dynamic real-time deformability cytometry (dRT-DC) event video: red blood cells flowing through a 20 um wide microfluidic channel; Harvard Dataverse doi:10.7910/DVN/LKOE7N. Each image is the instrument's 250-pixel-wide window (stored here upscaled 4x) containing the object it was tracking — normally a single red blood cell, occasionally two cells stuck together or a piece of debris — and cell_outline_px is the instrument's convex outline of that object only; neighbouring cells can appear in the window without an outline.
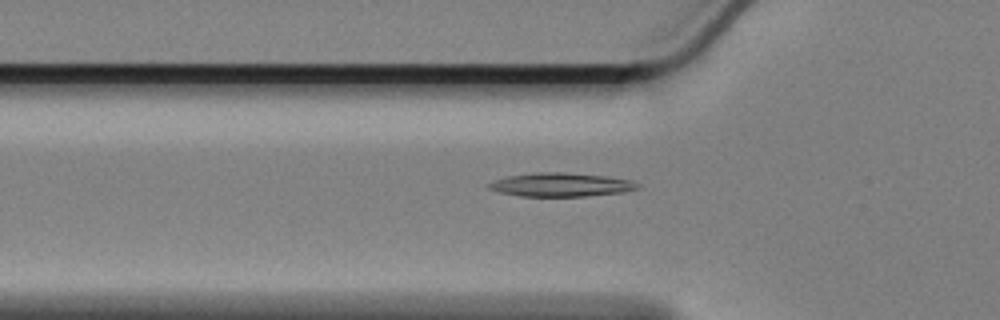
{"species": "Egyptian fruit bat (a non-hibernating species)", "species_latin": "Rousettus aegyptiacus", "temperature_condition": "cold", "stored_images_in_passage": 39, "camera_frame_rate_fps": 3000, "um_per_image_px": 0.085, "animal": {"sex": "female"}, "frame": {"image": 1, "passage_image": 6, "time_ms": 1.667, "image_size_px": [1000, 320], "cell_outline_px": [[640, 184], [636, 188], [624, 192], [584, 196], [520, 196], [500, 192], [488, 188], [488, 184], [496, 180], [508, 176], [536, 172], [564, 172], [608, 176], [628, 180]], "centroid_in_image_um": [47.67, 15.69], "position_along_channel_um": 78.1, "area_um2": 20.29}}
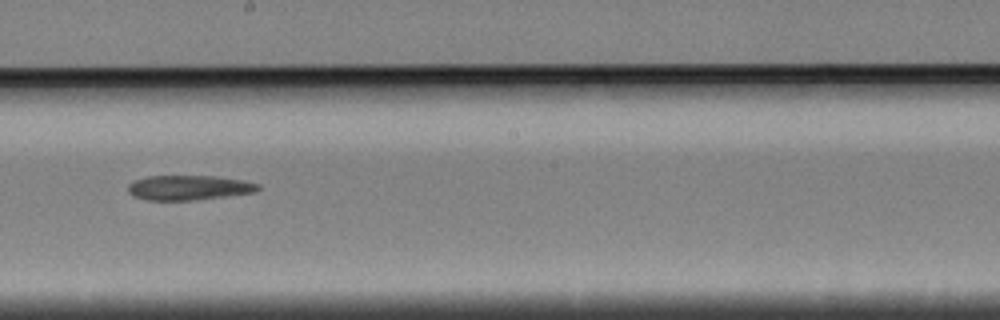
{"frame": {"image": 2, "passage_image": 20, "time_ms": 6.333, "image_size_px": [1000, 320], "cell_outline_px": [[260, 188], [256, 192], [196, 200], [148, 200], [132, 196], [128, 192], [128, 184], [132, 180], [148, 176], [216, 176], [244, 180], [260, 184]], "centroid_in_image_um": [16.04, 15.95], "position_along_channel_um": 232.2, "area_um2": 18.96}}
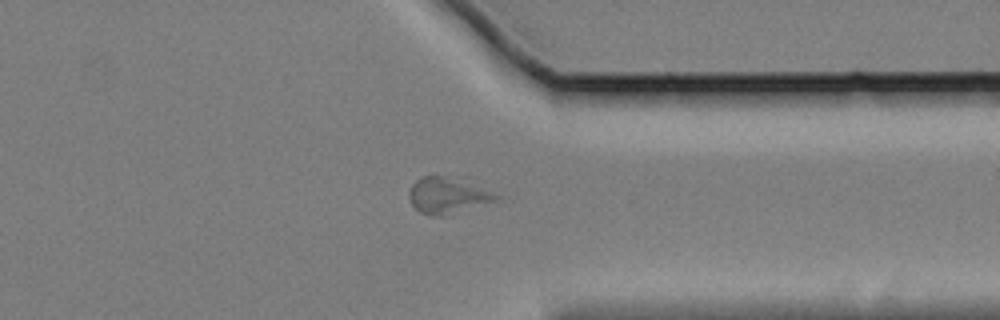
{"frame": {"image": 3, "passage_image": 33, "time_ms": 10.667, "image_size_px": [1000, 320], "cell_outline_px": [[500, 200], [444, 216], [432, 216], [420, 212], [408, 200], [408, 192], [412, 184], [416, 180], [424, 176], [436, 172], [468, 176], [500, 196]], "centroid_in_image_um": [38.12, 16.51], "position_along_channel_um": 373.3, "area_um2": 20.0}}